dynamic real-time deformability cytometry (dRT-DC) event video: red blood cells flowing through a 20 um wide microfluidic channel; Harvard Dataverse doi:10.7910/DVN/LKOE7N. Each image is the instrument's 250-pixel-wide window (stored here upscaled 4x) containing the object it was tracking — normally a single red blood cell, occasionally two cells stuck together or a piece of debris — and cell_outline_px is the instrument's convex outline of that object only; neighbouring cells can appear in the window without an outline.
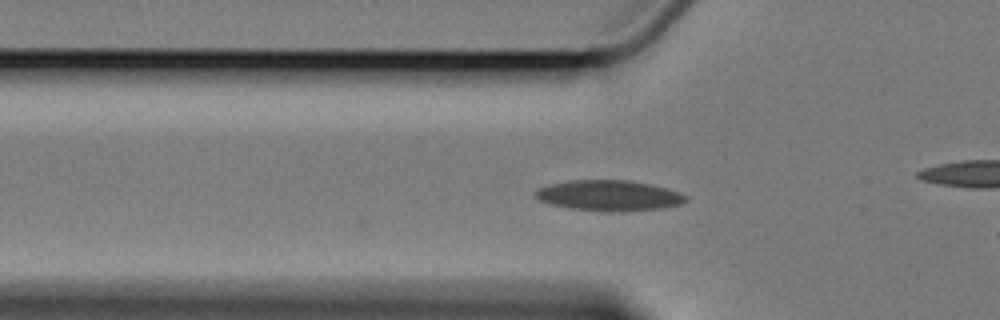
{"species": "Egyptian fruit bat (a non-hibernating species)", "species_latin": "Rousettus aegyptiacus", "temperature_condition": "cold", "stored_images_in_passage": 7, "camera_frame_rate_fps": 3000, "um_per_image_px": 0.085, "animal": {"sex": "female"}, "frame": {"image": 1, "passage_image": 3, "time_ms": 2.333, "image_size_px": [1000, 320], "cell_outline_px": [[688, 200], [684, 204], [664, 208], [624, 212], [604, 212], [572, 208], [552, 204], [540, 200], [532, 196], [532, 192], [536, 188], [548, 184], [568, 180], [628, 180], [652, 184], [668, 188], [680, 192], [688, 196]], "centroid_in_image_um": [51.79, 16.62], "position_along_channel_um": 74.0, "area_um2": 27.51}}